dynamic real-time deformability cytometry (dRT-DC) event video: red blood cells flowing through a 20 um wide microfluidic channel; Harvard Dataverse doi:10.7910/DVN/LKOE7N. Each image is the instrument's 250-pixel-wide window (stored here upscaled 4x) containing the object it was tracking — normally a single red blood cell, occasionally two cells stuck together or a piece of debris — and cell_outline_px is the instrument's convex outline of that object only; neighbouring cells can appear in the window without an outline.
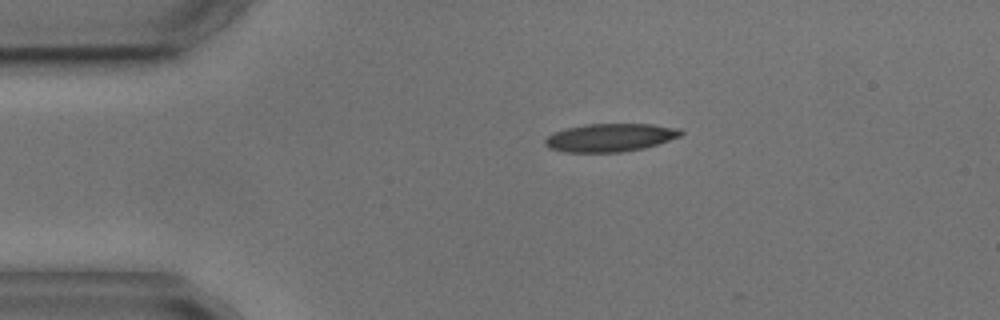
{"species": "common noctule bat (a hibernating species)", "species_latin": "Nyctalus noctula", "temperature_condition": "cold", "stored_images_in_passage": 3, "camera_frame_rate_fps": 3000, "um_per_image_px": 0.085, "animal": {"sex": "male", "body_mass_g": 17.9, "forearm_length_mm": 54.2}, "frame": {"image": 1, "passage_image": 1, "time_ms": 0.0, "image_size_px": [1000, 320], "cell_outline_px": [[684, 132], [680, 136], [644, 148], [620, 152], [564, 152], [548, 148], [544, 144], [544, 140], [548, 136], [556, 132], [568, 128], [584, 124], [652, 124], [680, 128]], "centroid_in_image_um": [51.86, 11.69], "position_along_channel_um": 33.1, "area_um2": 22.14}}